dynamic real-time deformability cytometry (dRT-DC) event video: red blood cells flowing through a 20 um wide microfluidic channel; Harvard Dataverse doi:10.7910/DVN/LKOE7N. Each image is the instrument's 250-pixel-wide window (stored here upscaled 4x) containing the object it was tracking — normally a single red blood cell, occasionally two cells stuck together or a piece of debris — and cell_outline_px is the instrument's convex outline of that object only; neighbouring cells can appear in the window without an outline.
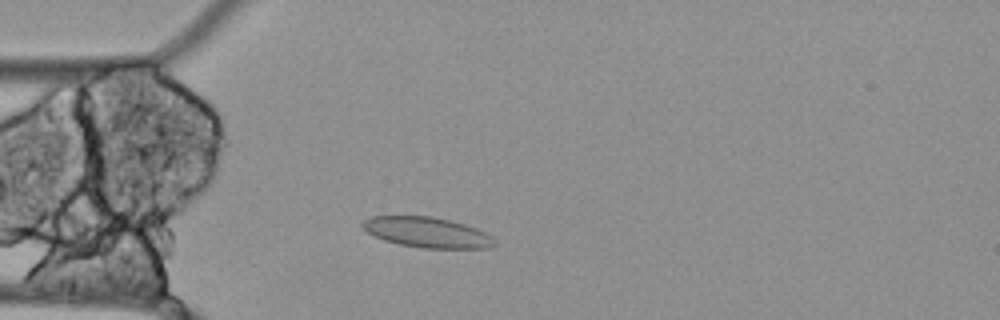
{"species": "Egyptian fruit bat (a non-hibernating species)", "species_latin": "Rousettus aegyptiacus", "temperature_condition": "cold", "stored_images_in_passage": 43, "camera_frame_rate_fps": 3000, "um_per_image_px": 0.085, "animal": {"sex": "female"}, "frame": {"image": 1, "passage_image": 1, "time_ms": 0.0, "image_size_px": [1000, 320], "cell_outline_px": [[496, 244], [488, 248], [424, 248], [400, 244], [384, 240], [368, 232], [360, 224], [364, 220], [372, 216], [432, 216], [464, 224], [476, 228], [492, 236], [496, 240]], "centroid_in_image_um": [36.32, 19.75], "position_along_channel_um": 48.7, "area_um2": 23.18}}
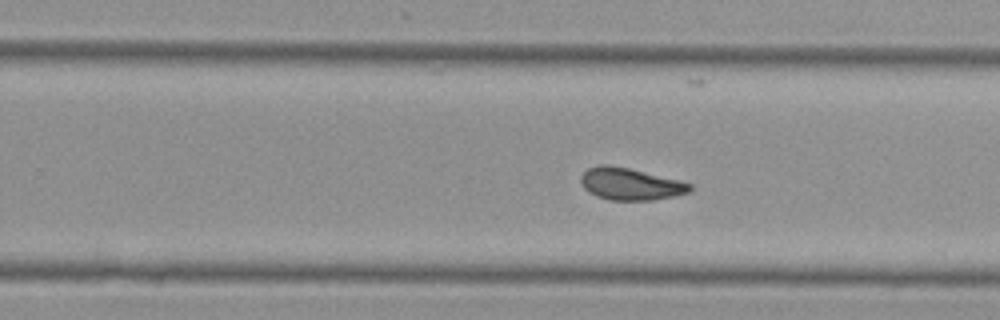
{"frame": {"image": 2, "passage_image": 21, "time_ms": 6.667, "image_size_px": [1000, 320], "cell_outline_px": [[692, 192], [652, 200], [608, 200], [596, 196], [588, 192], [584, 188], [580, 180], [580, 176], [588, 168], [600, 164], [608, 164], [628, 168], [680, 180], [692, 184]], "centroid_in_image_um": [53.57, 15.64], "position_along_channel_um": 276.2, "area_um2": 20.46}}
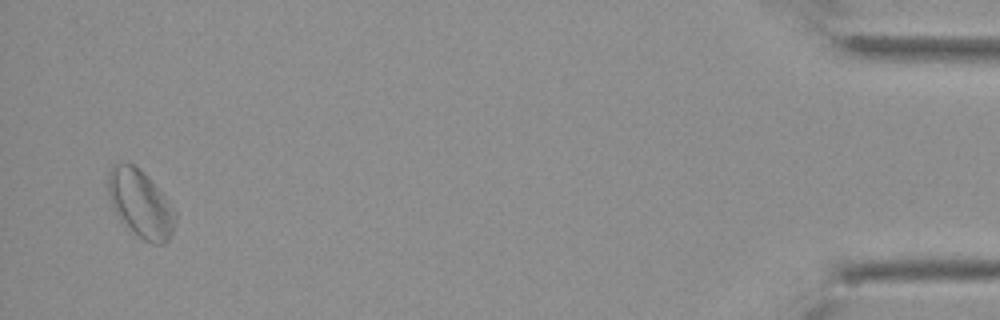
{"frame": {"image": 3, "passage_image": 41, "time_ms": 13.333, "image_size_px": [1000, 320], "cell_outline_px": [[176, 220], [172, 232], [168, 240], [164, 244], [152, 244], [144, 240], [116, 212], [108, 196], [108, 172], [112, 164], [132, 164], [140, 168], [156, 184], [176, 208]], "centroid_in_image_um": [12.0, 17.27], "position_along_channel_um": 423.2, "area_um2": 26.18}, "authors_computed_cell_mechanics": {"area_um2": 20.808, "velocity_mm_per_s": 3.4282, "shape_relaxation_time_tau1_ms": null, "shape_relaxation_time_tau2_ms": 2.9442, "deformation_change_tau1": null, "deformation_change_tau2": 0.0861}}